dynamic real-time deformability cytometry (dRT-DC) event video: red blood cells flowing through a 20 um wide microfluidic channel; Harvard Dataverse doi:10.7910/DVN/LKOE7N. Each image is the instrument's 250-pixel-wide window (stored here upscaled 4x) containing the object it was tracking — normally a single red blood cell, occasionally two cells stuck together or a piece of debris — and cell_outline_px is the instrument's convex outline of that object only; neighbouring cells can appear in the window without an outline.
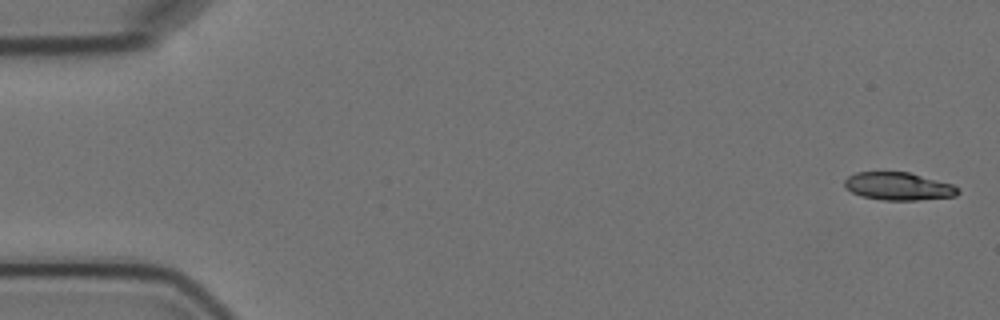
{"species": "Egyptian fruit bat (a non-hibernating species)", "species_latin": "Rousettus aegyptiacus", "temperature_condition": "cold", "stored_images_in_passage": 5, "camera_frame_rate_fps": 3000, "um_per_image_px": 0.085, "animal": {"sex": "female"}, "frame": {"image": 1, "passage_image": 1, "time_ms": 0.0, "image_size_px": [1000, 320], "cell_outline_px": [[960, 192], [956, 196], [916, 200], [884, 200], [860, 196], [844, 188], [844, 180], [848, 176], [856, 172], [908, 172], [952, 184], [960, 188]], "centroid_in_image_um": [76.35, 15.84], "position_along_channel_um": 8.7, "area_um2": 18.44}}
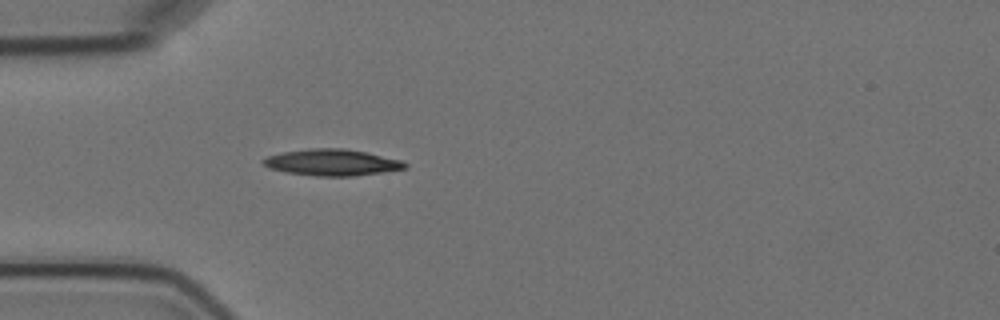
{"frame": {"image": 2, "passage_image": 5, "time_ms": 5.0, "image_size_px": [1000, 320], "cell_outline_px": [[408, 168], [384, 172], [352, 176], [316, 176], [284, 172], [268, 168], [260, 160], [268, 156], [284, 152], [312, 148], [344, 148], [404, 160], [408, 164]], "centroid_in_image_um": [28.24, 13.81], "position_along_channel_um": 56.8, "area_um2": 21.91}}